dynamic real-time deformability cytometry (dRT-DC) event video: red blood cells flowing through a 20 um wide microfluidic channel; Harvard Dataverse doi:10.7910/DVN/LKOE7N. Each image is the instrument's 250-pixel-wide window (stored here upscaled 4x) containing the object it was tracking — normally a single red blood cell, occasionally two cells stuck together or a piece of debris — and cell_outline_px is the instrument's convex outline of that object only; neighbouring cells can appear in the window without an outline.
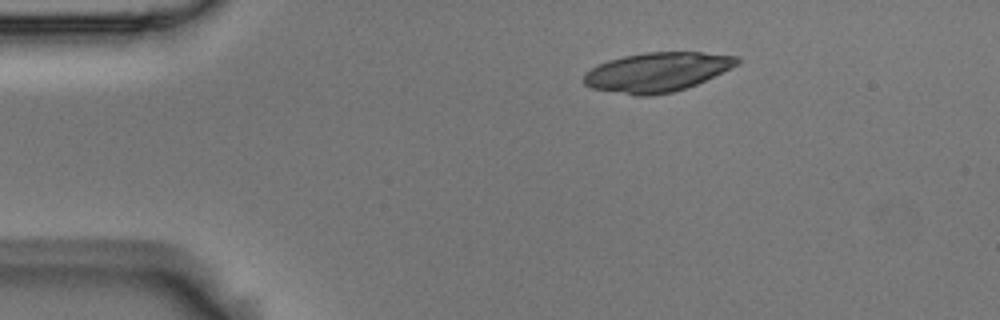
{"species": "Egyptian fruit bat (a non-hibernating species)", "species_latin": "Rousettus aegyptiacus", "temperature_condition": "room temperature", "stored_images_in_passage": 8, "camera_frame_rate_fps": 3000, "um_per_image_px": 0.085, "animal": {"sex": "male"}, "frame": {"image": 1, "passage_image": 1, "time_ms": 0.0, "image_size_px": [1000, 320], "cell_outline_px": [[740, 64], [696, 84], [672, 92], [652, 96], [636, 96], [592, 88], [584, 84], [584, 76], [592, 68], [608, 60], [624, 56], [644, 52], [700, 52], [740, 56]], "centroid_in_image_um": [55.88, 6.12], "position_along_channel_um": 29.1, "area_um2": 34.97}}